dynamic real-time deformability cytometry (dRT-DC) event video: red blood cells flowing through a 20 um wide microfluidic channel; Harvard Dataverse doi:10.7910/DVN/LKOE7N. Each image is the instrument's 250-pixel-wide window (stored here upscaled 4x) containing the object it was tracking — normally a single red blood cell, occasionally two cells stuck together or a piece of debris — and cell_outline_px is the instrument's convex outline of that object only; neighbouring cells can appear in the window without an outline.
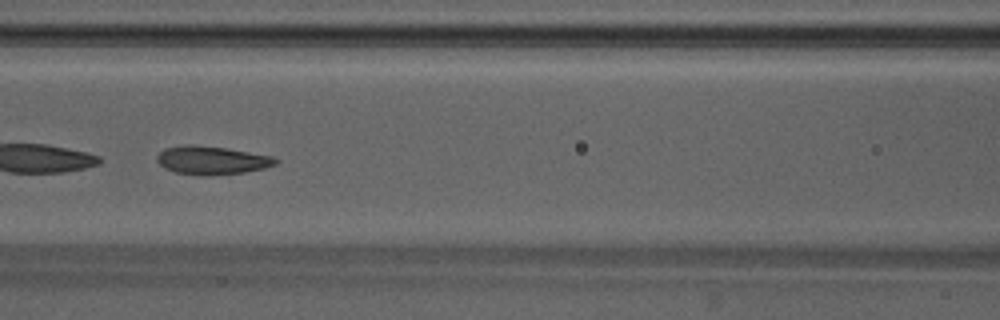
{"species": "Egyptian fruit bat (a non-hibernating species)", "species_latin": "Rousettus aegyptiacus", "temperature_condition": "warm", "stored_images_in_passage": 38, "camera_frame_rate_fps": 3000, "um_per_image_px": 0.085, "animal": {"sex": "male"}, "frame": {"image": 1, "passage_image": 12, "time_ms": 3.667, "image_size_px": [1000, 320], "cell_outline_px": [[280, 160], [276, 164], [264, 168], [244, 172], [208, 176], [200, 176], [176, 172], [164, 168], [156, 160], [156, 156], [164, 148], [188, 144], [192, 144], [228, 148], [272, 156]], "centroid_in_image_um": [17.99, 13.62], "position_along_channel_um": 148.6, "area_um2": 19.77}}
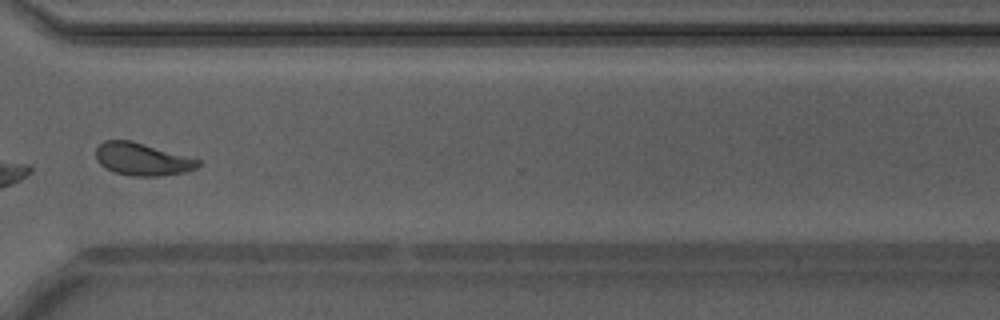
{"frame": {"image": 2, "passage_image": 27, "time_ms": 8.667, "image_size_px": [1000, 320], "cell_outline_px": [[200, 164], [196, 168], [184, 172], [160, 176], [132, 176], [116, 172], [104, 168], [96, 160], [96, 148], [104, 140], [132, 140], [200, 160]], "centroid_in_image_um": [12.06, 13.53], "position_along_channel_um": 358.5, "area_um2": 19.31}, "authors_computed_cell_mechanics": {"area_um2": 19.7965, "velocity_mm_per_s": 4.1938, "shape_relaxation_time_tau1_ms": 3.0331, "shape_relaxation_time_tau2_ms": 0.9694, "deformation_change_tau1": 0.1311, "deformation_change_tau2": 0.0751}}